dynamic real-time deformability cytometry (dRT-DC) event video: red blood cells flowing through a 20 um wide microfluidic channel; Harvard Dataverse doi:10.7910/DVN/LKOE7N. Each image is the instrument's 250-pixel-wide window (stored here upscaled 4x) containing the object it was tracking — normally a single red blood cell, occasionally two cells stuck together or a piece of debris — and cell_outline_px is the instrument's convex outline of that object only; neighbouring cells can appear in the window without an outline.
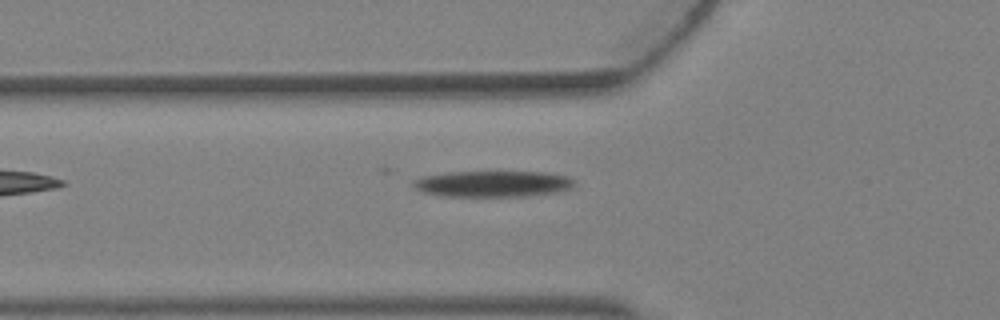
{"species": "Egyptian fruit bat (a non-hibernating species)", "species_latin": "Rousettus aegyptiacus", "temperature_condition": "warm", "stored_images_in_passage": 5, "camera_frame_rate_fps": 3000, "um_per_image_px": 0.085, "animal": {"sex": "female"}, "frame": {"image": 1, "passage_image": 5, "time_ms": 1.333, "image_size_px": [1000, 320], "cell_outline_px": [[576, 184], [572, 188], [556, 192], [524, 196], [444, 196], [424, 192], [412, 188], [412, 180], [424, 176], [448, 172], [544, 172], [568, 176], [576, 180]], "centroid_in_image_um": [41.9, 15.62], "position_along_channel_um": 83.9, "area_um2": 24.62}}